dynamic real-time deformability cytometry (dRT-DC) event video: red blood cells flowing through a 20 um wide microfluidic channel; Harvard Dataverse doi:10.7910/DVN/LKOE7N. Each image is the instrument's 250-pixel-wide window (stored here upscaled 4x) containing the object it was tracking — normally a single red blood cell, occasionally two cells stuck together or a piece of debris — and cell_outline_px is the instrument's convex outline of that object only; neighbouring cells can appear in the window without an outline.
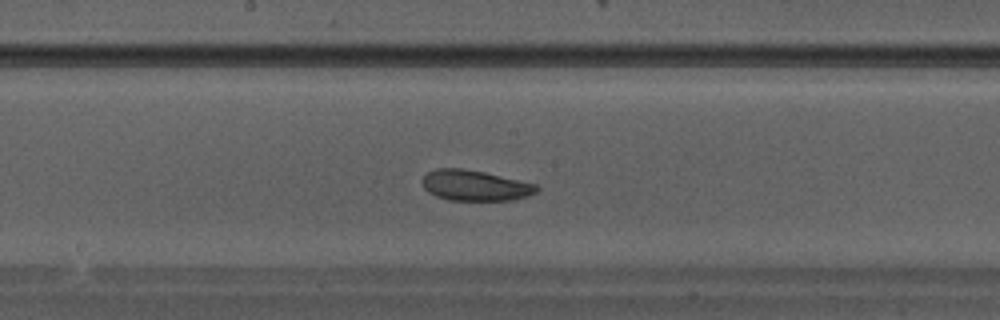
{"species": "Egyptian fruit bat (a non-hibernating species)", "species_latin": "Rousettus aegyptiacus", "temperature_condition": "warm", "stored_images_in_passage": 25, "camera_frame_rate_fps": 3000, "um_per_image_px": 0.085, "animal": {"sex": "male"}, "frame": {"image": 1, "passage_image": 8, "time_ms": 2.333, "image_size_px": [1000, 320], "cell_outline_px": [[540, 188], [536, 192], [528, 196], [512, 200], [448, 200], [436, 196], [428, 192], [424, 188], [420, 180], [428, 172], [436, 168], [460, 168], [484, 172], [536, 184]], "centroid_in_image_um": [40.35, 15.77], "position_along_channel_um": 207.8, "area_um2": 20.4}}
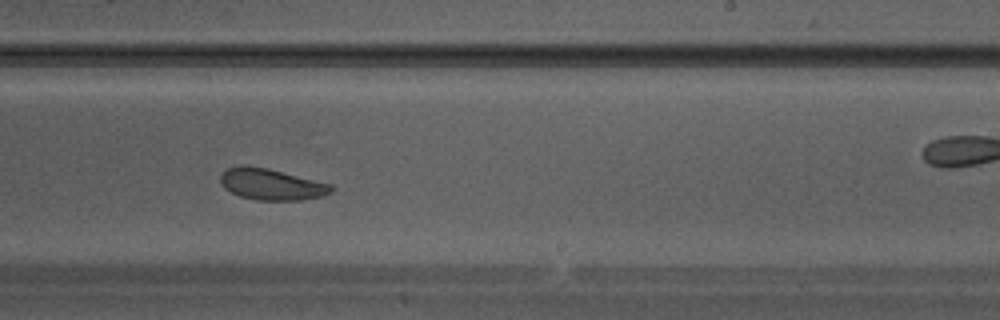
{"frame": {"image": 2, "passage_image": 11, "time_ms": 3.333, "image_size_px": [1000, 320], "cell_outline_px": [[336, 188], [332, 192], [324, 196], [300, 200], [256, 200], [240, 196], [224, 188], [220, 180], [220, 176], [228, 168], [240, 164], [244, 164], [268, 168], [332, 184]], "centroid_in_image_um": [23.1, 15.66], "position_along_channel_um": 265.9, "area_um2": 20.4}}